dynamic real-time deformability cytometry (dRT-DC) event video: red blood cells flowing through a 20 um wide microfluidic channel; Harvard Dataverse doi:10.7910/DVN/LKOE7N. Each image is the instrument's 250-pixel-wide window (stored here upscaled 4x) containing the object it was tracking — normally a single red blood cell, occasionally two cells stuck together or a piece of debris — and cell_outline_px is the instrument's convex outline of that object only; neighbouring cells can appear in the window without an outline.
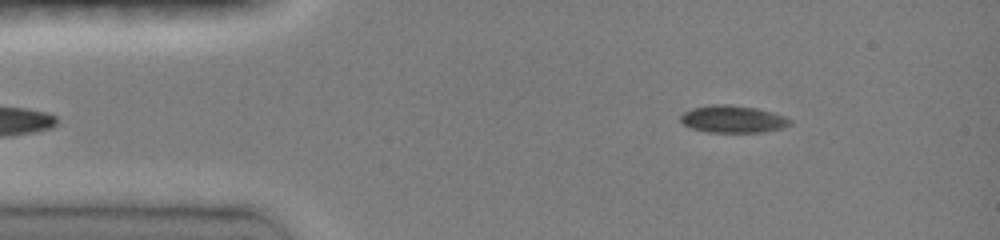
{"species": "common noctule bat (a hibernating species)", "species_latin": "Nyctalus noctula", "temperature_condition": "room temperature", "stored_images_in_passage": 14, "camera_frame_rate_fps": 3000, "um_per_image_px": 0.085, "animal": {"sex": "female", "body_mass_g": 19.0, "forearm_length_mm": 51.5}, "frame": {"image": 1, "passage_image": 4, "time_ms": 0.667, "image_size_px": [1000, 240], "cell_outline_px": [[792, 124], [784, 128], [764, 132], [708, 132], [692, 128], [684, 124], [680, 120], [680, 116], [684, 112], [692, 108], [708, 104], [728, 104], [756, 108], [772, 112], [784, 116], [792, 120]], "centroid_in_image_um": [62.31, 10.12], "position_along_channel_um": 22.7, "area_um2": 17.51}}
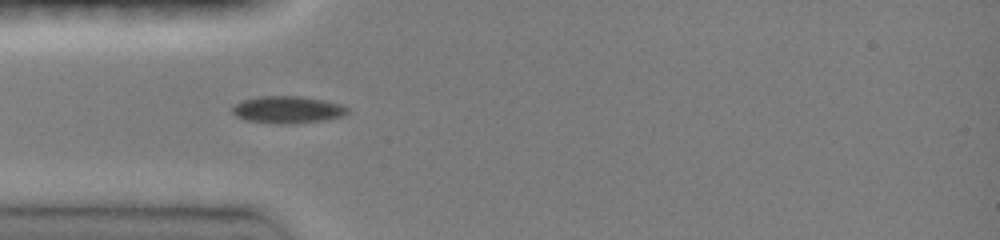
{"frame": {"image": 2, "passage_image": 13, "time_ms": 3.0, "image_size_px": [1000, 240], "cell_outline_px": [[348, 112], [344, 116], [328, 120], [296, 124], [280, 124], [244, 120], [236, 116], [232, 112], [232, 104], [244, 100], [260, 96], [300, 96], [324, 100], [340, 104], [348, 108]], "centroid_in_image_um": [24.45, 9.34], "position_along_channel_um": 60.5, "area_um2": 18.5}}